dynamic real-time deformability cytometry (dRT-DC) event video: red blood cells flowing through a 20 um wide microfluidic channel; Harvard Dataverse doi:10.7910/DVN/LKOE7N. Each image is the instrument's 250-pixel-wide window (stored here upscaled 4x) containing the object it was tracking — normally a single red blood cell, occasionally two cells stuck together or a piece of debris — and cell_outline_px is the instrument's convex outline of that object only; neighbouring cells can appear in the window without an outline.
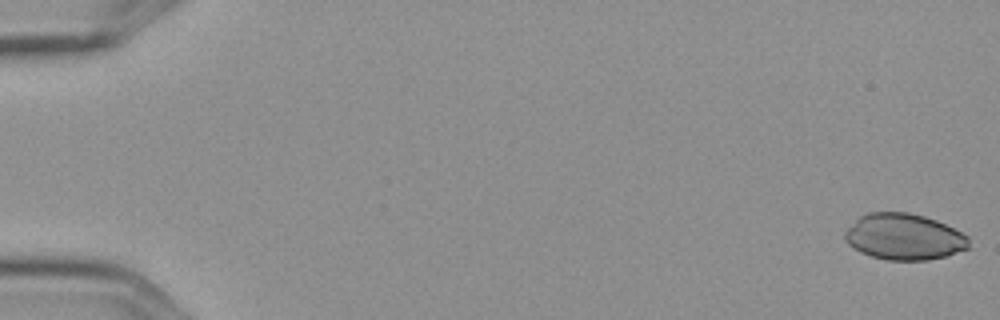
{"species": "Egyptian fruit bat (a non-hibernating species)", "species_latin": "Rousettus aegyptiacus", "temperature_condition": "cold", "stored_images_in_passage": 7, "camera_frame_rate_fps": 3000, "um_per_image_px": 0.085, "frame": {"image": 1, "passage_image": 1, "time_ms": 0.0, "image_size_px": [1000, 320], "cell_outline_px": [[968, 248], [944, 256], [928, 260], [888, 260], [872, 256], [860, 252], [848, 244], [844, 240], [844, 232], [860, 216], [868, 212], [908, 212], [924, 216], [936, 220], [968, 236]], "centroid_in_image_um": [76.81, 20.12], "position_along_channel_um": 8.2, "area_um2": 33.12}}